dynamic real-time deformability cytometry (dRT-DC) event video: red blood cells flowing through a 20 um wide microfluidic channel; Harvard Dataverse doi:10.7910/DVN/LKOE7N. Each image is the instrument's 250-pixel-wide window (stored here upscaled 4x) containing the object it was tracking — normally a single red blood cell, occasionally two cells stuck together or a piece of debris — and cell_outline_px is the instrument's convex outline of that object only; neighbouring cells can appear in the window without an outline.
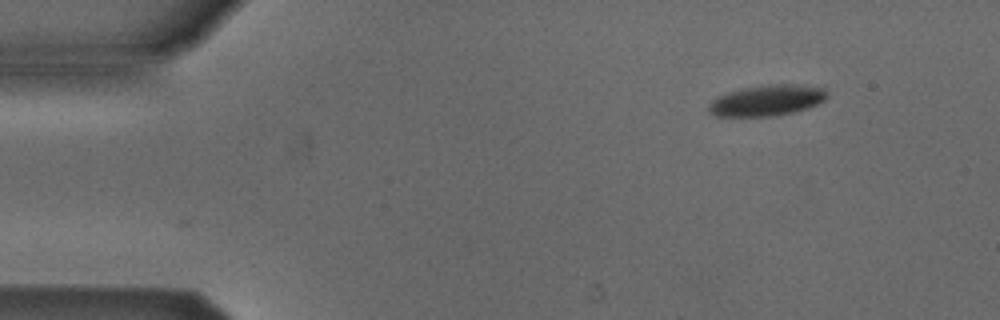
{"species": "Egyptian fruit bat (a non-hibernating species)", "species_latin": "Rousettus aegyptiacus", "temperature_condition": "cold", "stored_images_in_passage": 41, "camera_frame_rate_fps": 3000, "um_per_image_px": 0.085, "animal": {"sex": "male"}, "frame": {"image": 1, "passage_image": 1, "time_ms": 0.0, "image_size_px": [1000, 320], "cell_outline_px": [[828, 96], [824, 100], [808, 108], [792, 112], [772, 116], [716, 116], [708, 112], [708, 104], [716, 96], [728, 92], [744, 88], [768, 84], [792, 84], [824, 88], [828, 92]], "centroid_in_image_um": [65.16, 8.53], "position_along_channel_um": 19.8, "area_um2": 21.27}}
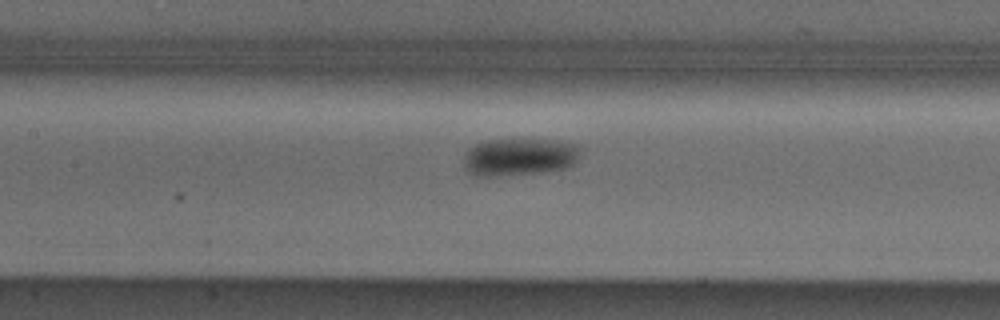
{"frame": {"image": 2, "passage_image": 19, "time_ms": 6.0, "image_size_px": [1000, 320], "cell_outline_px": [[580, 148], [576, 160], [572, 164], [564, 168], [544, 172], [496, 176], [476, 176], [464, 168], [464, 156], [468, 148], [476, 144], [488, 140], [548, 140], [576, 144]], "centroid_in_image_um": [44.1, 13.35], "position_along_channel_um": 163.3, "area_um2": 25.2}}
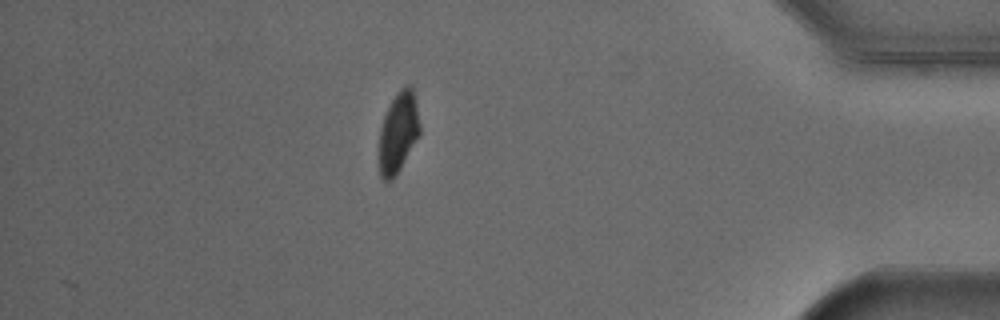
{"frame": {"image": 3, "passage_image": 41, "time_ms": 13.333, "image_size_px": [1000, 320], "cell_outline_px": [[420, 136], [400, 168], [392, 180], [384, 180], [380, 176], [380, 128], [384, 116], [396, 92], [400, 88], [408, 84], [412, 88], [416, 100], [420, 124]], "centroid_in_image_um": [33.88, 11.22], "position_along_channel_um": 401.3, "area_um2": 19.02}, "authors_computed_cell_mechanics": {"area_um2": 23.5246, "velocity_mm_per_s": 3.8441, "shape_relaxation_time_tau1_ms": 5.8568, "shape_relaxation_time_tau2_ms": null, "deformation_change_tau1": 0.1309, "deformation_change_tau2": null}}